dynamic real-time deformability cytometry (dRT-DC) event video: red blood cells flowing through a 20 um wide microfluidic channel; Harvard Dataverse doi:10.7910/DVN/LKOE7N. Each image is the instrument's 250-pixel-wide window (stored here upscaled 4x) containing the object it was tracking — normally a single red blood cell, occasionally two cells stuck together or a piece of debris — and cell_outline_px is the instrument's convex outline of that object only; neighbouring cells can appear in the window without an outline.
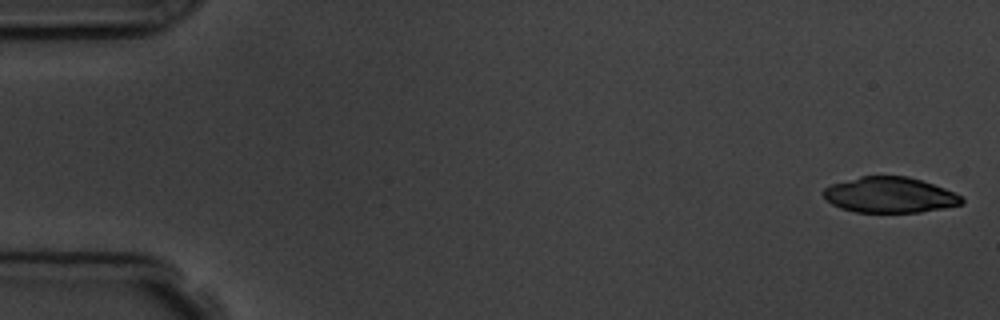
{"species": "common noctule bat (a hibernating species)", "species_latin": "Nyctalus noctula", "temperature_condition": "room temperature", "stored_images_in_passage": 5, "camera_frame_rate_fps": 3000, "um_per_image_px": 0.085, "animal": {"sex": "male", "body_mass_g": 19.5, "forearm_length_mm": 54.6}, "frame": {"image": 1, "passage_image": 1, "time_ms": 0.0, "image_size_px": [1000, 320], "cell_outline_px": [[964, 204], [944, 208], [920, 212], [856, 212], [840, 208], [832, 204], [820, 192], [824, 188], [832, 184], [860, 176], [908, 176], [944, 188], [960, 196], [964, 200]], "centroid_in_image_um": [75.61, 16.57], "position_along_channel_um": 9.4, "area_um2": 28.61}}